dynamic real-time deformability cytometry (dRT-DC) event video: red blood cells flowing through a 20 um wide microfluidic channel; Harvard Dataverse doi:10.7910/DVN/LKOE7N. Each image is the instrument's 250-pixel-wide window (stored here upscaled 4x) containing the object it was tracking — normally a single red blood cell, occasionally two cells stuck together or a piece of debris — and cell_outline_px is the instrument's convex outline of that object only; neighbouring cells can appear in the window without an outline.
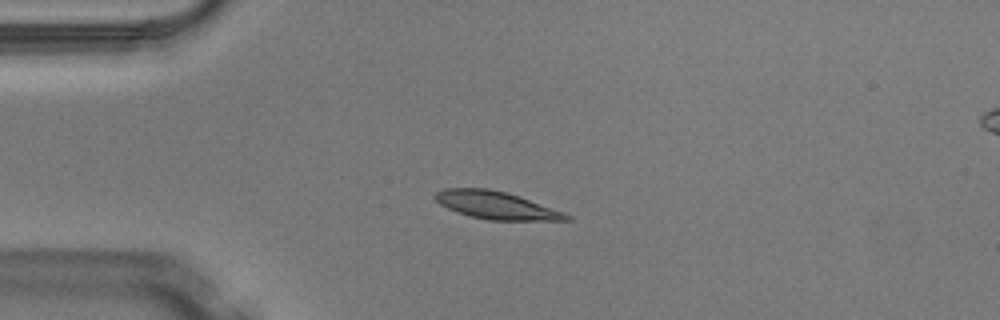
{"species": "Egyptian fruit bat (a non-hibernating species)", "species_latin": "Rousettus aegyptiacus", "temperature_condition": "warm", "stored_images_in_passage": 3, "camera_frame_rate_fps": 3000, "um_per_image_px": 0.085, "animal": {"sex": "male"}, "frame": {"image": 1, "passage_image": 2, "time_ms": 0.333, "image_size_px": [1000, 320], "cell_outline_px": [[572, 220], [488, 220], [472, 216], [448, 208], [440, 204], [432, 196], [436, 192], [444, 188], [488, 188], [520, 196], [564, 212], [572, 216]], "centroid_in_image_um": [42.19, 17.44], "position_along_channel_um": 42.8, "area_um2": 20.98}}